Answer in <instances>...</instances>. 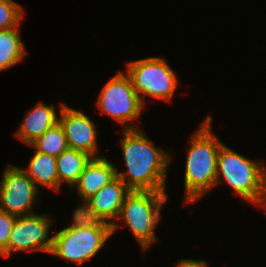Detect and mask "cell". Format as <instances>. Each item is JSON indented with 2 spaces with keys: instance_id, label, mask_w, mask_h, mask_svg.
Instances as JSON below:
<instances>
[{
  "instance_id": "cell-1",
  "label": "cell",
  "mask_w": 266,
  "mask_h": 267,
  "mask_svg": "<svg viewBox=\"0 0 266 267\" xmlns=\"http://www.w3.org/2000/svg\"><path fill=\"white\" fill-rule=\"evenodd\" d=\"M120 147L126 169L116 175L130 190L166 191L172 155L156 147L140 128L122 132Z\"/></svg>"
},
{
  "instance_id": "cell-2",
  "label": "cell",
  "mask_w": 266,
  "mask_h": 267,
  "mask_svg": "<svg viewBox=\"0 0 266 267\" xmlns=\"http://www.w3.org/2000/svg\"><path fill=\"white\" fill-rule=\"evenodd\" d=\"M212 117L206 116L188 140L185 159V205L197 203L216 184V165L220 147L224 144L212 130Z\"/></svg>"
},
{
  "instance_id": "cell-3",
  "label": "cell",
  "mask_w": 266,
  "mask_h": 267,
  "mask_svg": "<svg viewBox=\"0 0 266 267\" xmlns=\"http://www.w3.org/2000/svg\"><path fill=\"white\" fill-rule=\"evenodd\" d=\"M72 216V222L53 235L50 254L82 265L97 255L113 235L112 226L83 218L77 211Z\"/></svg>"
},
{
  "instance_id": "cell-4",
  "label": "cell",
  "mask_w": 266,
  "mask_h": 267,
  "mask_svg": "<svg viewBox=\"0 0 266 267\" xmlns=\"http://www.w3.org/2000/svg\"><path fill=\"white\" fill-rule=\"evenodd\" d=\"M223 182L239 198L255 206L266 184V164L252 160L223 144L217 156L215 187Z\"/></svg>"
},
{
  "instance_id": "cell-5",
  "label": "cell",
  "mask_w": 266,
  "mask_h": 267,
  "mask_svg": "<svg viewBox=\"0 0 266 267\" xmlns=\"http://www.w3.org/2000/svg\"><path fill=\"white\" fill-rule=\"evenodd\" d=\"M168 197L166 191L131 190L123 201L117 220L127 225L144 253L158 242L155 229Z\"/></svg>"
},
{
  "instance_id": "cell-6",
  "label": "cell",
  "mask_w": 266,
  "mask_h": 267,
  "mask_svg": "<svg viewBox=\"0 0 266 267\" xmlns=\"http://www.w3.org/2000/svg\"><path fill=\"white\" fill-rule=\"evenodd\" d=\"M126 66L125 73L144 106L147 96L161 101H172L180 81L163 57L153 56L130 60Z\"/></svg>"
},
{
  "instance_id": "cell-7",
  "label": "cell",
  "mask_w": 266,
  "mask_h": 267,
  "mask_svg": "<svg viewBox=\"0 0 266 267\" xmlns=\"http://www.w3.org/2000/svg\"><path fill=\"white\" fill-rule=\"evenodd\" d=\"M96 105L102 114L122 124L123 130L138 129L132 124L139 121L145 108L130 78L120 70L100 90Z\"/></svg>"
},
{
  "instance_id": "cell-8",
  "label": "cell",
  "mask_w": 266,
  "mask_h": 267,
  "mask_svg": "<svg viewBox=\"0 0 266 267\" xmlns=\"http://www.w3.org/2000/svg\"><path fill=\"white\" fill-rule=\"evenodd\" d=\"M46 214H32L28 216H16L7 248L0 254L4 258L12 256V253L21 251H40L49 253L52 249L53 236L50 230L53 218Z\"/></svg>"
},
{
  "instance_id": "cell-9",
  "label": "cell",
  "mask_w": 266,
  "mask_h": 267,
  "mask_svg": "<svg viewBox=\"0 0 266 267\" xmlns=\"http://www.w3.org/2000/svg\"><path fill=\"white\" fill-rule=\"evenodd\" d=\"M0 181V210L15 216L35 214L42 192L22 168L6 165Z\"/></svg>"
},
{
  "instance_id": "cell-10",
  "label": "cell",
  "mask_w": 266,
  "mask_h": 267,
  "mask_svg": "<svg viewBox=\"0 0 266 267\" xmlns=\"http://www.w3.org/2000/svg\"><path fill=\"white\" fill-rule=\"evenodd\" d=\"M130 189L116 176L94 196L88 199L77 212L86 219L105 222L112 226V234L120 228L117 218L123 201ZM117 221V222H116Z\"/></svg>"
},
{
  "instance_id": "cell-11",
  "label": "cell",
  "mask_w": 266,
  "mask_h": 267,
  "mask_svg": "<svg viewBox=\"0 0 266 267\" xmlns=\"http://www.w3.org/2000/svg\"><path fill=\"white\" fill-rule=\"evenodd\" d=\"M59 108V123L65 133L68 147L87 153L92 158L103 156L98 153V130L93 120L82 110L69 107L63 102Z\"/></svg>"
},
{
  "instance_id": "cell-12",
  "label": "cell",
  "mask_w": 266,
  "mask_h": 267,
  "mask_svg": "<svg viewBox=\"0 0 266 267\" xmlns=\"http://www.w3.org/2000/svg\"><path fill=\"white\" fill-rule=\"evenodd\" d=\"M116 167L107 156L91 158L72 188L82 199V204H78L74 211H77L88 199L117 176Z\"/></svg>"
},
{
  "instance_id": "cell-13",
  "label": "cell",
  "mask_w": 266,
  "mask_h": 267,
  "mask_svg": "<svg viewBox=\"0 0 266 267\" xmlns=\"http://www.w3.org/2000/svg\"><path fill=\"white\" fill-rule=\"evenodd\" d=\"M59 122L56 106L38 102L24 116L14 136L25 145H30L40 137L47 129Z\"/></svg>"
},
{
  "instance_id": "cell-14",
  "label": "cell",
  "mask_w": 266,
  "mask_h": 267,
  "mask_svg": "<svg viewBox=\"0 0 266 267\" xmlns=\"http://www.w3.org/2000/svg\"><path fill=\"white\" fill-rule=\"evenodd\" d=\"M28 163L27 168L23 170L39 189L43 186L56 192L60 191L56 157L34 150Z\"/></svg>"
},
{
  "instance_id": "cell-15",
  "label": "cell",
  "mask_w": 266,
  "mask_h": 267,
  "mask_svg": "<svg viewBox=\"0 0 266 267\" xmlns=\"http://www.w3.org/2000/svg\"><path fill=\"white\" fill-rule=\"evenodd\" d=\"M91 158L87 153L69 147L56 157L60 191L64 183L68 188H73Z\"/></svg>"
},
{
  "instance_id": "cell-16",
  "label": "cell",
  "mask_w": 266,
  "mask_h": 267,
  "mask_svg": "<svg viewBox=\"0 0 266 267\" xmlns=\"http://www.w3.org/2000/svg\"><path fill=\"white\" fill-rule=\"evenodd\" d=\"M23 42L19 26L0 31V72L26 58L28 53Z\"/></svg>"
},
{
  "instance_id": "cell-17",
  "label": "cell",
  "mask_w": 266,
  "mask_h": 267,
  "mask_svg": "<svg viewBox=\"0 0 266 267\" xmlns=\"http://www.w3.org/2000/svg\"><path fill=\"white\" fill-rule=\"evenodd\" d=\"M29 146H32L37 152L52 155L54 157H58L68 148L65 133L59 122L55 126L47 129Z\"/></svg>"
},
{
  "instance_id": "cell-18",
  "label": "cell",
  "mask_w": 266,
  "mask_h": 267,
  "mask_svg": "<svg viewBox=\"0 0 266 267\" xmlns=\"http://www.w3.org/2000/svg\"><path fill=\"white\" fill-rule=\"evenodd\" d=\"M23 9L15 0H0V31L18 27L23 19Z\"/></svg>"
},
{
  "instance_id": "cell-19",
  "label": "cell",
  "mask_w": 266,
  "mask_h": 267,
  "mask_svg": "<svg viewBox=\"0 0 266 267\" xmlns=\"http://www.w3.org/2000/svg\"><path fill=\"white\" fill-rule=\"evenodd\" d=\"M16 216L0 210V254L7 248Z\"/></svg>"
},
{
  "instance_id": "cell-20",
  "label": "cell",
  "mask_w": 266,
  "mask_h": 267,
  "mask_svg": "<svg viewBox=\"0 0 266 267\" xmlns=\"http://www.w3.org/2000/svg\"><path fill=\"white\" fill-rule=\"evenodd\" d=\"M178 263L174 265L175 267H208L209 263L205 261L204 259L202 260H196V259H180L177 261Z\"/></svg>"
},
{
  "instance_id": "cell-21",
  "label": "cell",
  "mask_w": 266,
  "mask_h": 267,
  "mask_svg": "<svg viewBox=\"0 0 266 267\" xmlns=\"http://www.w3.org/2000/svg\"><path fill=\"white\" fill-rule=\"evenodd\" d=\"M256 206L263 207L264 208L263 211H265V213H266V184L264 186V189H263V192L261 194L260 200H259V202L257 203Z\"/></svg>"
}]
</instances>
